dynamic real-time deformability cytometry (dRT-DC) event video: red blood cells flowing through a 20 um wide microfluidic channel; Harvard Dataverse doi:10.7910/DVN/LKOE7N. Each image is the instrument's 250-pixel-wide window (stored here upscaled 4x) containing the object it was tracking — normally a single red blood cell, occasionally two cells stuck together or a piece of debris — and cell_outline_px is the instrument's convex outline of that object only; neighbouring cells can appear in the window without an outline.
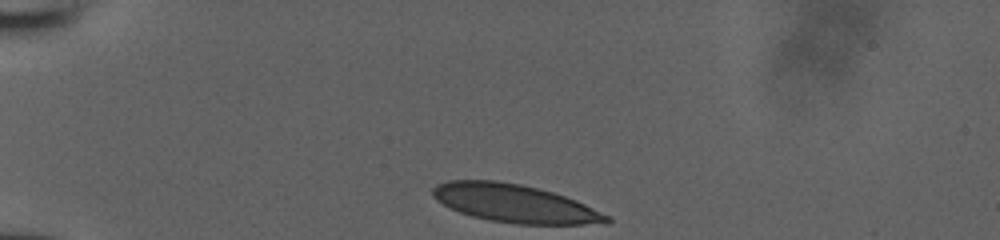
{"species": "human", "species_latin": "Homo sapiens", "temperature_condition": "room temperature", "stored_images_in_passage": 32, "camera_frame_rate_fps": 3000, "um_per_image_px": 0.085, "donor": {"sex": "male"}, "frame": {"image": 1, "passage_image": 1, "time_ms": 0.0, "image_size_px": [1000, 240], "cell_outline_px": [[612, 220], [608, 224], [516, 224], [488, 220], [472, 216], [448, 208], [436, 200], [432, 196], [432, 188], [436, 184], [448, 180], [496, 180], [520, 184], [552, 192], [576, 200], [612, 216]], "centroid_in_image_um": [43.75, 17.3], "position_along_channel_um": 41.2, "area_um2": 38.9}}
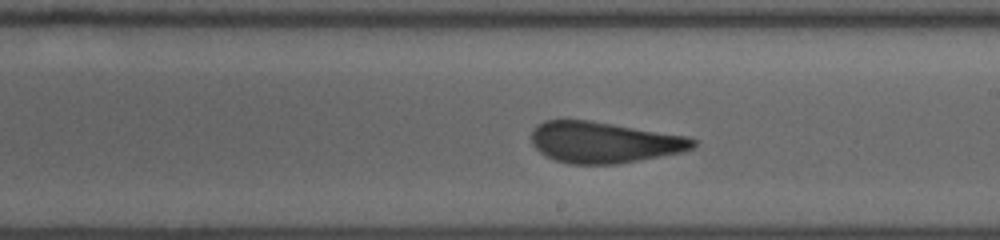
{"frame": {"image": 2, "passage_image": 19, "time_ms": 6.0, "image_size_px": [1000, 240], "cell_outline_px": [[696, 144], [692, 148], [684, 152], [616, 164], [568, 164], [556, 160], [540, 152], [532, 144], [532, 132], [544, 120], [592, 120], [688, 136], [696, 140]], "centroid_in_image_um": [51.38, 12.09], "position_along_channel_um": 237.6, "area_um2": 38.73}}
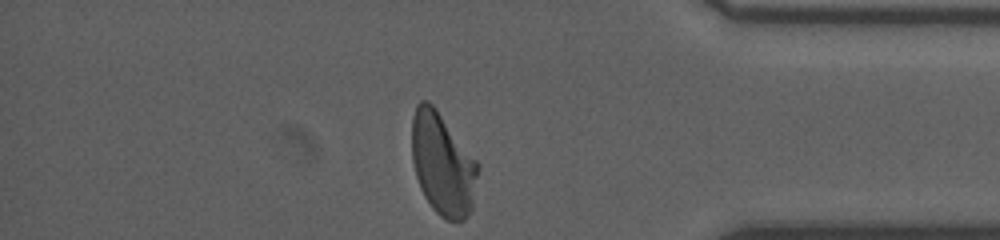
{"frame": {"image": 3, "passage_image": 32, "time_ms": 10.333, "image_size_px": [1000, 240], "cell_outline_px": [[480, 168], [472, 208], [468, 216], [464, 220], [448, 220], [440, 216], [432, 208], [424, 196], [420, 188], [416, 176], [412, 160], [412, 116], [416, 104], [420, 100], [428, 100], [436, 108], [480, 164]], "centroid_in_image_um": [37.63, 13.94], "position_along_channel_um": 397.6, "area_um2": 39.77}}